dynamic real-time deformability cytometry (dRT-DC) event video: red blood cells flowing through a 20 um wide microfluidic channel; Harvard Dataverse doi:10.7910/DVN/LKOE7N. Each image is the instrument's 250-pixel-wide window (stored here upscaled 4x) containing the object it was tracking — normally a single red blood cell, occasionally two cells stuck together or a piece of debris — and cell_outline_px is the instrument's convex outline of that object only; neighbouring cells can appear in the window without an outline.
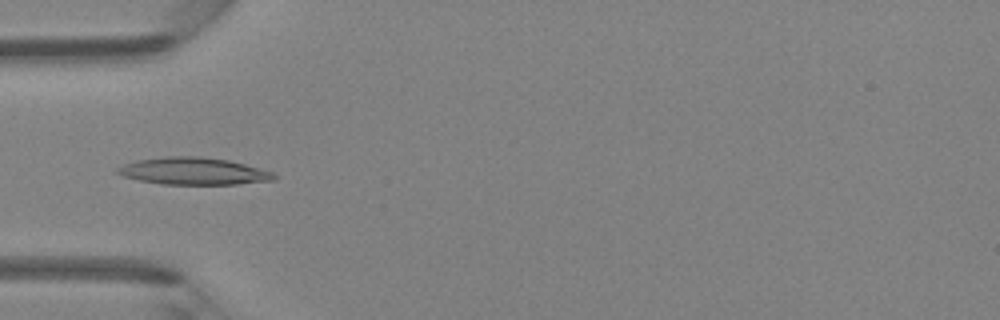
{"species": "Egyptian fruit bat (a non-hibernating species)", "species_latin": "Rousettus aegyptiacus", "temperature_condition": "room temperature", "stored_images_in_passage": 47, "camera_frame_rate_fps": 3000, "um_per_image_px": 0.085, "animal": {"sex": "female"}, "frame": {"image": 1, "passage_image": 15, "time_ms": 4.667, "image_size_px": [1000, 320], "cell_outline_px": [[276, 180], [236, 184], [160, 184], [140, 180], [124, 176], [116, 172], [116, 168], [124, 164], [136, 160], [164, 156], [200, 156], [228, 160], [244, 164], [272, 172], [276, 176]], "centroid_in_image_um": [16.42, 14.54], "position_along_channel_um": 68.6, "area_um2": 24.68}}
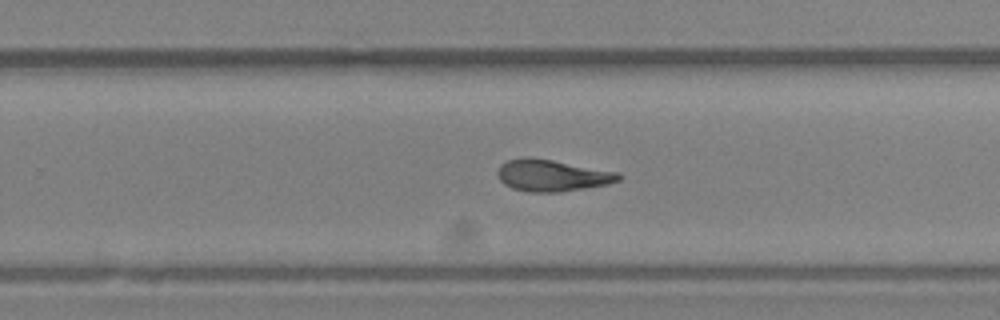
{"frame": {"image": 2, "passage_image": 30, "time_ms": 9.667, "image_size_px": [1000, 320], "cell_outline_px": [[620, 180], [608, 184], [560, 192], [528, 192], [512, 188], [504, 184], [500, 180], [496, 172], [500, 164], [508, 160], [524, 156], [552, 160], [620, 172]], "centroid_in_image_um": [46.9, 14.91], "position_along_channel_um": 282.9, "area_um2": 22.43}}
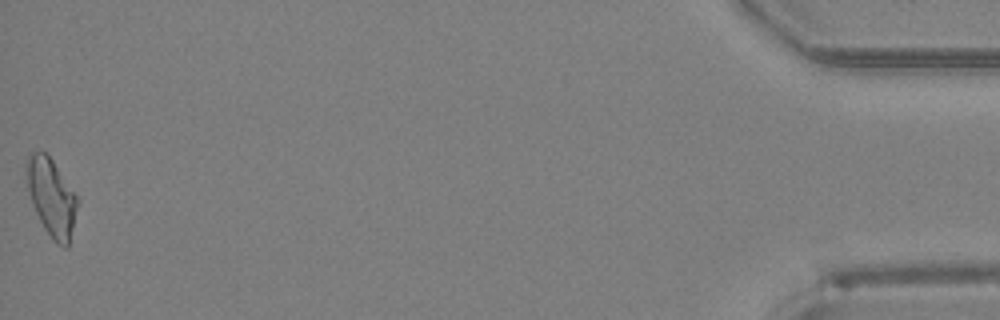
{"frame": {"image": 3, "passage_image": 47, "time_ms": 15.333, "image_size_px": [1000, 320], "cell_outline_px": [[80, 200], [68, 248], [64, 248], [56, 244], [52, 240], [44, 228], [32, 204], [28, 192], [24, 168], [24, 164], [28, 152], [44, 152], [52, 160]], "centroid_in_image_um": [4.36, 16.78], "position_along_channel_um": 430.8, "area_um2": 23.41}, "authors_computed_cell_mechanics": {"area_um2": 22.4264, "velocity_mm_per_s": 4.2997, "shape_relaxation_time_tau1_ms": null, "shape_relaxation_time_tau2_ms": 6.1108, "deformation_change_tau1": null, "deformation_change_tau2": 0.1532}}